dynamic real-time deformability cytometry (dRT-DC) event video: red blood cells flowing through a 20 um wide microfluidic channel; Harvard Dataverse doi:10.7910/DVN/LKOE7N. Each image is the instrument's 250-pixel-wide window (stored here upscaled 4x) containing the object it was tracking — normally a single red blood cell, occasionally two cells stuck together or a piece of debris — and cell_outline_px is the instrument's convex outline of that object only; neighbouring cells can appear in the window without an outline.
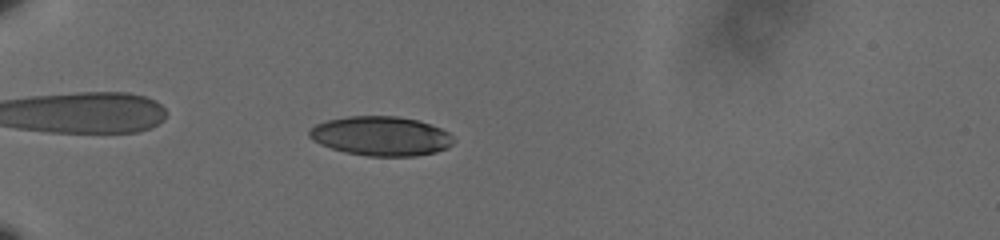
{"species": "human", "species_latin": "Homo sapiens", "temperature_condition": "cold", "stored_images_in_passage": 44, "camera_frame_rate_fps": 3000, "um_per_image_px": 0.085, "donor": {"sex": "male"}, "frame": {"image": 1, "passage_image": 4, "time_ms": 1.0, "image_size_px": [1000, 240], "cell_outline_px": [[452, 144], [448, 148], [436, 152], [416, 156], [368, 156], [344, 152], [320, 144], [312, 140], [308, 136], [308, 132], [316, 124], [324, 120], [348, 116], [396, 116], [416, 120], [440, 128], [448, 132], [452, 136]], "centroid_in_image_um": [32.35, 11.57], "position_along_channel_um": 52.7, "area_um2": 33.06}}
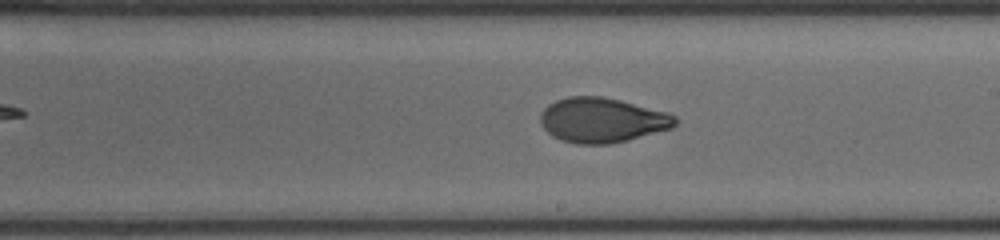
{"frame": {"image": 2, "passage_image": 22, "time_ms": 7.0, "image_size_px": [1000, 240], "cell_outline_px": [[676, 124], [672, 128], [628, 140], [608, 144], [576, 144], [560, 140], [552, 136], [540, 124], [540, 116], [544, 108], [548, 104], [556, 100], [568, 96], [600, 96], [620, 100], [668, 112], [676, 116]], "centroid_in_image_um": [51.16, 10.21], "position_along_channel_um": 237.8, "area_um2": 35.32}}
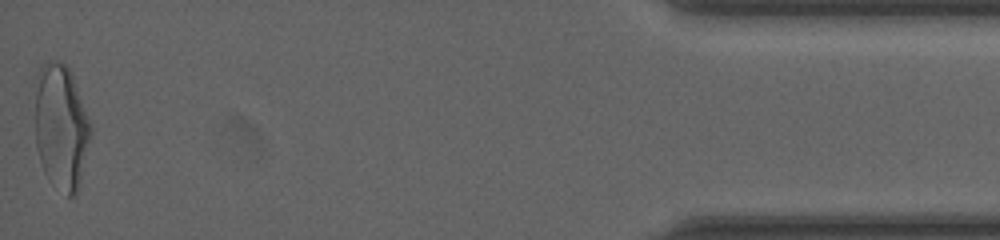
{"frame": {"image": 3, "passage_image": 44, "time_ms": 14.333, "image_size_px": [1000, 240], "cell_outline_px": [[92, 132], [80, 180], [76, 192], [72, 196], [68, 196], [48, 180], [44, 172], [36, 148], [36, 72], [40, 64], [48, 60], [56, 60], [64, 64], [72, 72], [92, 128]], "centroid_in_image_um": [5.18, 10.73], "position_along_channel_um": 430.0, "area_um2": 40.69}, "authors_computed_cell_mechanics": {"area_um2": 35.3447, "velocity_mm_per_s": 3.6035, "shape_relaxation_time_tau1_ms": 4.614, "shape_relaxation_time_tau2_ms": 1.3702, "deformation_change_tau1": 0.1746, "deformation_change_tau2": 0.0596}}